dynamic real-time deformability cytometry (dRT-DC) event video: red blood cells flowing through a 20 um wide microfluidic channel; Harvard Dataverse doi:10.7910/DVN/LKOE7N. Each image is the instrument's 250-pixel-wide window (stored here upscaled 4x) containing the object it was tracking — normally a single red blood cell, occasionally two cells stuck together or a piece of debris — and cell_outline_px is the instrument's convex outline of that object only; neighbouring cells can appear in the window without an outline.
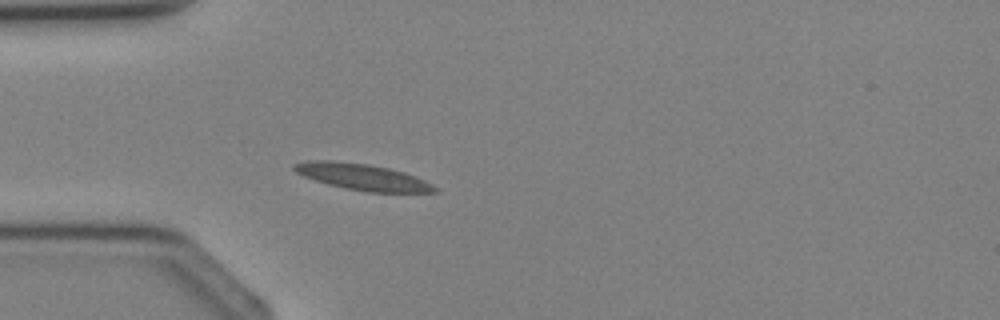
{"species": "Egyptian fruit bat (a non-hibernating species)", "species_latin": "Rousettus aegyptiacus", "temperature_condition": "cold", "stored_images_in_passage": 2, "camera_frame_rate_fps": 3000, "um_per_image_px": 0.085, "animal": {"sex": "female"}, "frame": {"image": 1, "passage_image": 2, "time_ms": 1.333, "image_size_px": [1000, 320], "cell_outline_px": [[440, 192], [368, 192], [344, 188], [328, 184], [304, 176], [296, 172], [292, 168], [292, 164], [308, 160], [332, 160], [368, 164], [388, 168], [404, 172], [416, 176], [440, 188]], "centroid_in_image_um": [30.83, 15.03], "position_along_channel_um": 54.2, "area_um2": 21.62}}